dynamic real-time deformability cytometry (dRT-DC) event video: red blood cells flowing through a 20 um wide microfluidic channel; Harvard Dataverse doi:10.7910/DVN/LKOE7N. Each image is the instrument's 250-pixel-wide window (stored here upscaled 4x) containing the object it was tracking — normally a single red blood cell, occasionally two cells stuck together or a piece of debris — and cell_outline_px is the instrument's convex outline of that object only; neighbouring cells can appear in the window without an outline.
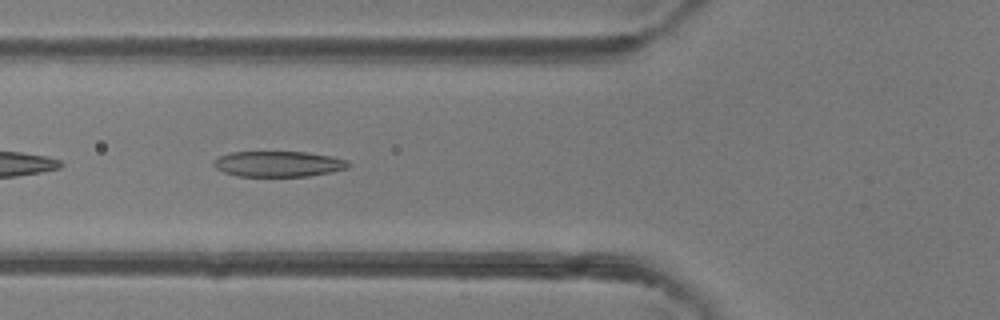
{"species": "common noctule bat (a hibernating species)", "species_latin": "Nyctalus noctula", "temperature_condition": "room temperature", "stored_images_in_passage": 15, "camera_frame_rate_fps": 3000, "um_per_image_px": 0.085, "animal": {"sex": "female"}, "frame": {"image": 1, "passage_image": 13, "time_ms": 4.0, "image_size_px": [1000, 320], "cell_outline_px": [[352, 164], [348, 168], [332, 172], [308, 176], [236, 176], [224, 172], [216, 168], [212, 164], [212, 160], [220, 156], [232, 152], [308, 152], [332, 156], [348, 160]], "centroid_in_image_um": [23.69, 13.93], "position_along_channel_um": 102.1, "area_um2": 20.29}}